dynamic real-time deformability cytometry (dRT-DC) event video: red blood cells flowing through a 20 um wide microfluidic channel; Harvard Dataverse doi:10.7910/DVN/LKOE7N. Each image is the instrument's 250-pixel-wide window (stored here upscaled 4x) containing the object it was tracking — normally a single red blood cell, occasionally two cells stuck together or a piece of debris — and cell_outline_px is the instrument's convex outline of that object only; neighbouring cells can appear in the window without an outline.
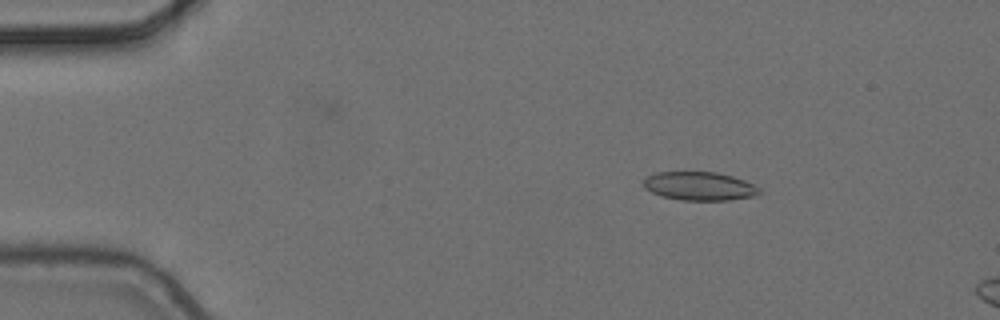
{"species": "common noctule bat (a hibernating species)", "species_latin": "Nyctalus noctula", "temperature_condition": "cold", "stored_images_in_passage": 3, "camera_frame_rate_fps": 3000, "um_per_image_px": 0.085, "animal": {"sex": "female", "body_mass_g": 24.6, "forearm_length_mm": 56.2}, "frame": {"image": 1, "passage_image": 1, "time_ms": 0.0, "image_size_px": [1000, 320], "cell_outline_px": [[760, 192], [756, 196], [728, 200], [680, 200], [664, 196], [652, 192], [644, 188], [644, 176], [656, 172], [716, 172], [732, 176], [744, 180], [760, 188]], "centroid_in_image_um": [59.44, 15.81], "position_along_channel_um": 25.6, "area_um2": 19.25}}